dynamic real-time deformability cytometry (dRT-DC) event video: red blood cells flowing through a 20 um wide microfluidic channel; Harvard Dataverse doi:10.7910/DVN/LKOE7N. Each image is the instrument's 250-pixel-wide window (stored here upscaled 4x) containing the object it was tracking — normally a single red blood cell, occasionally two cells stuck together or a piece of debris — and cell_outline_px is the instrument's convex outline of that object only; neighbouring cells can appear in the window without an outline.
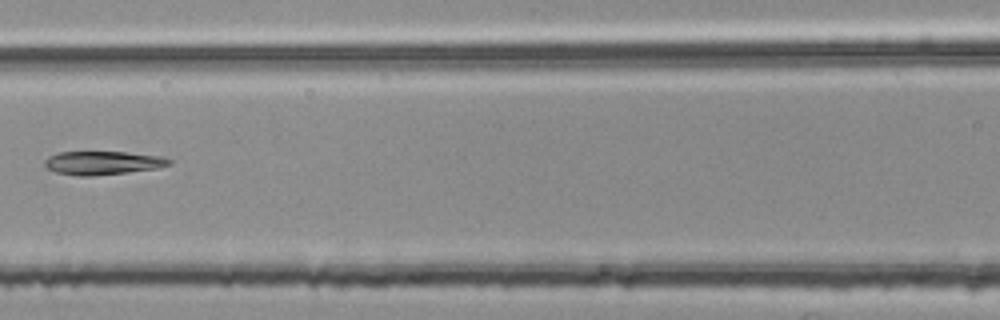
{"species": "common noctule bat (a hibernating species)", "species_latin": "Nyctalus noctula", "temperature_condition": "room temperature", "stored_images_in_passage": 6, "segment_of_instrument_passage": [2, 2], "camera_frame_rate_fps": 3000, "um_per_image_px": 0.085, "animal": {"sex": "female", "body_mass_g": 25.1}, "frame": {"image": 1, "passage_image": 6, "time_ms": 1.667, "image_size_px": [1000, 320], "cell_outline_px": [[172, 164], [156, 168], [128, 172], [92, 176], [76, 176], [56, 172], [48, 168], [44, 164], [44, 160], [48, 156], [60, 152], [128, 152], [160, 156], [172, 160]], "centroid_in_image_um": [8.73, 13.84], "position_along_channel_um": 157.9, "area_um2": 17.05}}